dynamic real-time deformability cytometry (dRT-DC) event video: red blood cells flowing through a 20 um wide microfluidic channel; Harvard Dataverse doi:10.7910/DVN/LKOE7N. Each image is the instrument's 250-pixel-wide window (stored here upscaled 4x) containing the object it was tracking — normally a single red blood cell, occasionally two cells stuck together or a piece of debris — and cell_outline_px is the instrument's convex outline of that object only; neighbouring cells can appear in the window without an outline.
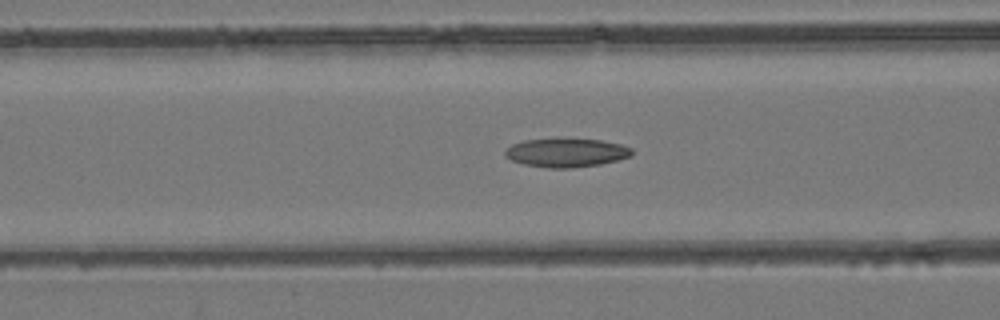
{"species": "common noctule bat (a hibernating species)", "species_latin": "Nyctalus noctula", "temperature_condition": "room temperature", "stored_images_in_passage": 49, "camera_frame_rate_fps": 3000, "um_per_image_px": 0.085, "animal": {"sex": "female", "body_mass_g": 24.6, "forearm_length_mm": 56.2}, "frame": {"image": 1, "passage_image": 20, "time_ms": 6.333, "image_size_px": [1000, 320], "cell_outline_px": [[632, 156], [600, 164], [568, 168], [548, 168], [524, 164], [512, 160], [504, 156], [504, 152], [512, 144], [524, 140], [564, 136], [600, 140], [620, 144], [632, 148]], "centroid_in_image_um": [48.11, 12.93], "position_along_channel_um": 118.5, "area_um2": 21.79}}
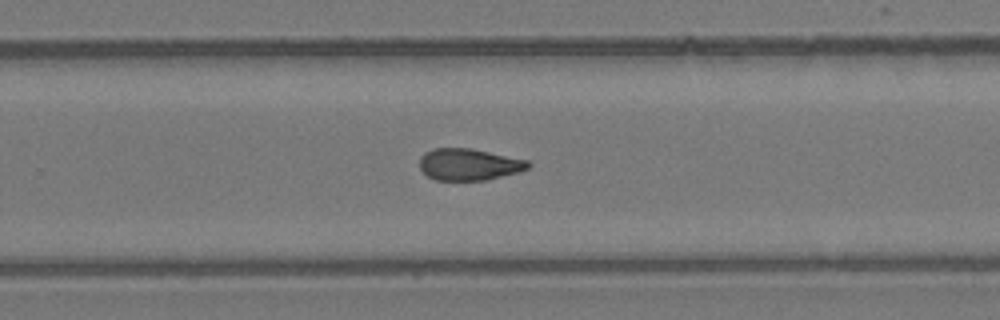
{"frame": {"image": 2, "passage_image": 32, "time_ms": 10.333, "image_size_px": [1000, 320], "cell_outline_px": [[532, 164], [528, 168], [520, 172], [484, 180], [436, 180], [428, 176], [420, 168], [420, 156], [424, 152], [432, 148], [472, 148], [528, 160]], "centroid_in_image_um": [39.87, 13.96], "position_along_channel_um": 289.9, "area_um2": 20.17}}
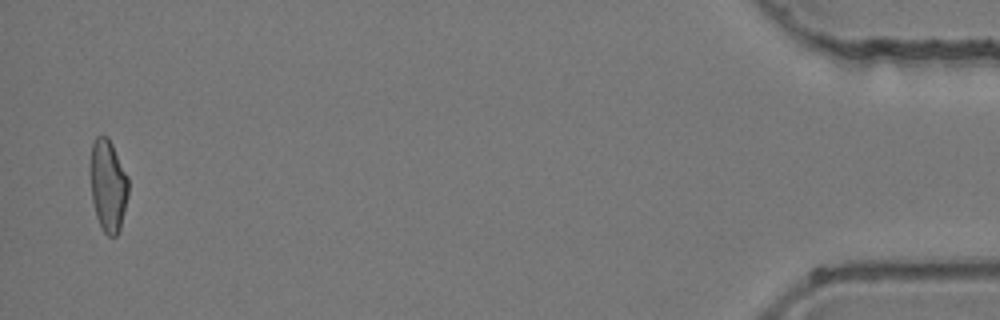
{"frame": {"image": 3, "passage_image": 48, "time_ms": 15.667, "image_size_px": [1000, 320], "cell_outline_px": [[128, 196], [120, 228], [116, 236], [108, 236], [104, 232], [96, 216], [92, 200], [92, 144], [96, 136], [108, 136], [128, 176]], "centroid_in_image_um": [9.22, 15.79], "position_along_channel_um": 426.0, "area_um2": 19.94}}